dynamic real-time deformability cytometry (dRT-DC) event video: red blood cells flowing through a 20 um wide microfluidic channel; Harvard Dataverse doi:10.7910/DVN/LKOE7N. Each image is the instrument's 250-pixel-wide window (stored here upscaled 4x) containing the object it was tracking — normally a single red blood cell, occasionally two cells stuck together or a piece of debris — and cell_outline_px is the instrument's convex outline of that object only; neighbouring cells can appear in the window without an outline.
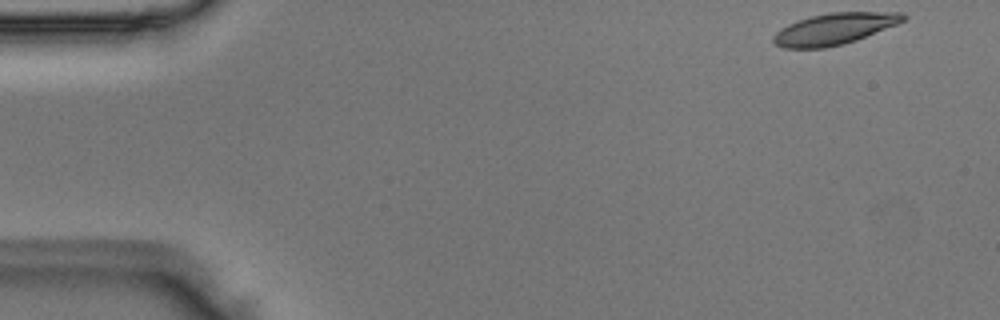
{"species": "Egyptian fruit bat (a non-hibernating species)", "species_latin": "Rousettus aegyptiacus", "temperature_condition": "room temperature", "stored_images_in_passage": 50, "camera_frame_rate_fps": 3000, "um_per_image_px": 0.085, "animal": {"sex": "male"}, "frame": {"image": 1, "passage_image": 1, "time_ms": 0.0, "image_size_px": [1000, 320], "cell_outline_px": [[908, 16], [904, 20], [896, 24], [856, 40], [844, 44], [824, 48], [784, 48], [776, 44], [772, 40], [772, 36], [780, 28], [788, 24], [812, 16], [832, 12], [904, 12]], "centroid_in_image_um": [70.91, 2.45], "position_along_channel_um": 14.1, "area_um2": 23.58}}
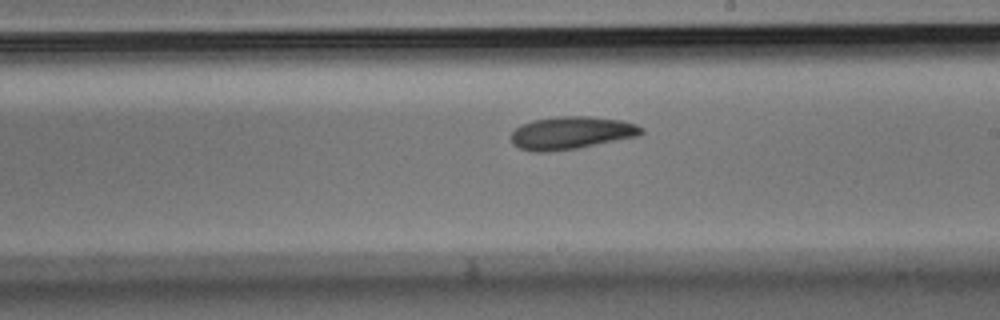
{"frame": {"image": 2, "passage_image": 27, "time_ms": 8.667, "image_size_px": [1000, 320], "cell_outline_px": [[644, 132], [640, 136], [576, 148], [548, 152], [536, 152], [520, 148], [512, 144], [512, 132], [520, 124], [532, 120], [556, 116], [588, 116], [620, 120], [636, 124], [644, 128]], "centroid_in_image_um": [48.57, 11.29], "position_along_channel_um": 240.4, "area_um2": 24.91}}
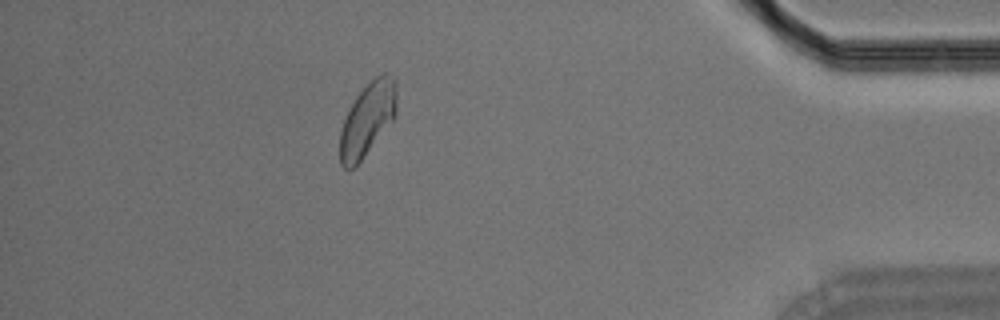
{"frame": {"image": 3, "passage_image": 43, "time_ms": 14.0, "image_size_px": [1000, 320], "cell_outline_px": [[396, 116], [360, 160], [352, 168], [344, 168], [340, 164], [340, 132], [344, 120], [356, 96], [376, 76], [384, 72], [388, 72], [396, 80]], "centroid_in_image_um": [31.25, 10.1], "position_along_channel_um": 403.9, "area_um2": 23.7}}